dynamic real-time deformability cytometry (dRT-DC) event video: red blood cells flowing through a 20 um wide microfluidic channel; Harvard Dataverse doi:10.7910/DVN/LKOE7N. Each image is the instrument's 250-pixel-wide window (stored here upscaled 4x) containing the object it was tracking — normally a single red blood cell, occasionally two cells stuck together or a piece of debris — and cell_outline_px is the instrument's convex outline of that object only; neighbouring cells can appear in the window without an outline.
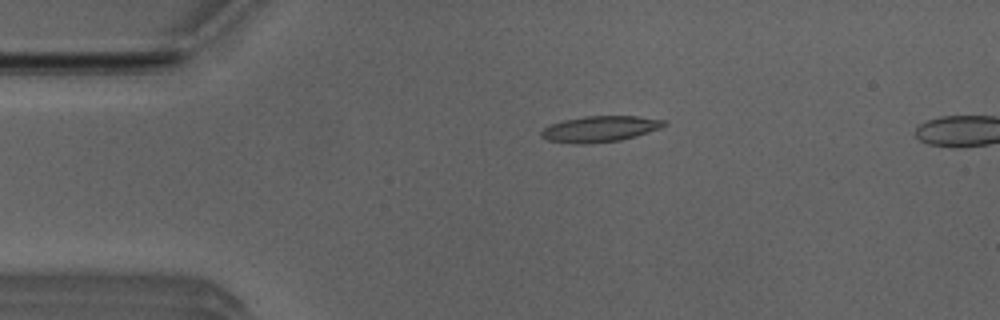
{"species": "Egyptian fruit bat (a non-hibernating species)", "species_latin": "Rousettus aegyptiacus", "temperature_condition": "room temperature", "stored_images_in_passage": 40, "camera_frame_rate_fps": 3000, "um_per_image_px": 0.085, "animal": {"sex": "male"}, "frame": {"image": 1, "passage_image": 1, "time_ms": 0.0, "image_size_px": [1000, 320], "cell_outline_px": [[668, 124], [660, 128], [636, 136], [620, 140], [584, 144], [576, 144], [548, 140], [540, 136], [540, 132], [544, 128], [552, 124], [564, 120], [584, 116], [636, 116], [664, 120]], "centroid_in_image_um": [50.99, 10.96], "position_along_channel_um": 34.0, "area_um2": 18.44}}
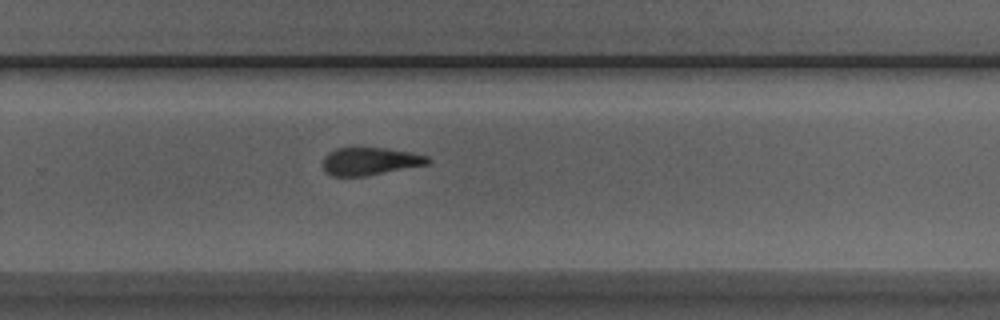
{"frame": {"image": 2, "passage_image": 24, "time_ms": 7.667, "image_size_px": [1000, 320], "cell_outline_px": [[432, 160], [428, 164], [364, 176], [332, 176], [324, 172], [324, 156], [328, 152], [336, 148], [384, 148], [408, 152], [428, 156]], "centroid_in_image_um": [31.43, 13.71], "position_along_channel_um": 298.4, "area_um2": 16.76}}
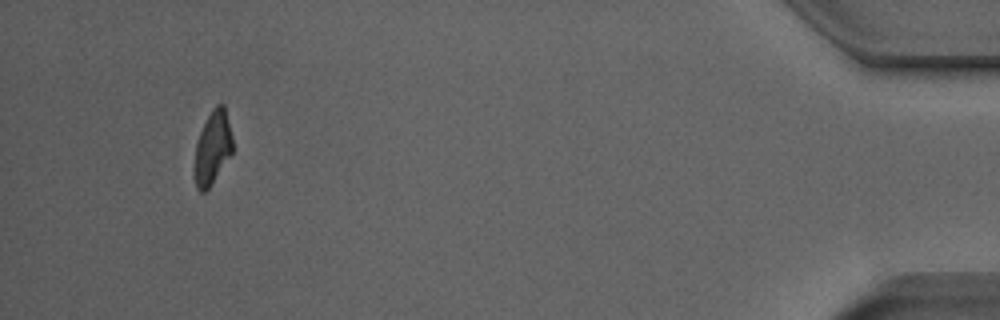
{"frame": {"image": 3, "passage_image": 39, "time_ms": 12.667, "image_size_px": [1000, 320], "cell_outline_px": [[232, 152], [212, 184], [204, 192], [200, 192], [196, 188], [196, 144], [200, 132], [212, 108], [216, 104], [224, 104], [232, 136]], "centroid_in_image_um": [18.09, 12.53], "position_along_channel_um": 417.1, "area_um2": 15.78}}